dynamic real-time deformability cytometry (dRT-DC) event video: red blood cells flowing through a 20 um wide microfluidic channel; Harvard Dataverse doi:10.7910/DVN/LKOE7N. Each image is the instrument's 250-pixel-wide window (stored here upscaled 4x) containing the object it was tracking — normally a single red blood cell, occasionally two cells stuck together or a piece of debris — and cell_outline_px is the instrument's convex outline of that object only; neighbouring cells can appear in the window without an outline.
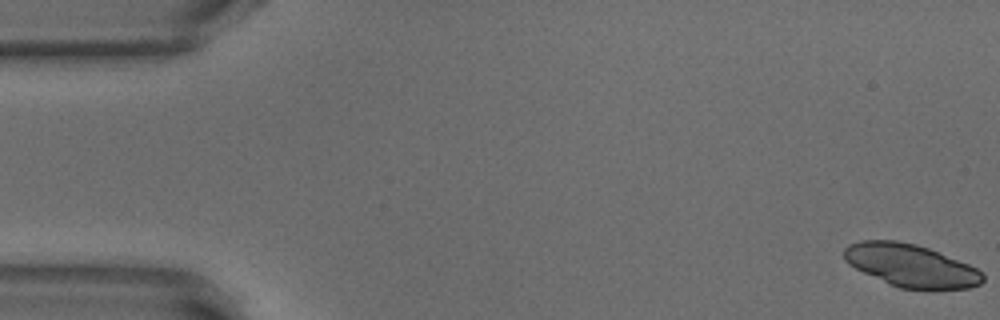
{"species": "common noctule bat (a hibernating species)", "species_latin": "Nyctalus noctula", "temperature_condition": "warm", "stored_images_in_passage": 5, "camera_frame_rate_fps": 3000, "um_per_image_px": 0.085, "animal": {"sex": "male", "body_mass_g": 18.8}, "frame": {"image": 1, "passage_image": 1, "time_ms": 0.0, "image_size_px": [1000, 320], "cell_outline_px": [[980, 280], [976, 284], [960, 288], [908, 288], [896, 284], [868, 272], [852, 264], [848, 260], [860, 244], [908, 244], [924, 248], [964, 264], [980, 272]], "centroid_in_image_um": [77.64, 22.66], "position_along_channel_um": 7.4, "area_um2": 29.13}}